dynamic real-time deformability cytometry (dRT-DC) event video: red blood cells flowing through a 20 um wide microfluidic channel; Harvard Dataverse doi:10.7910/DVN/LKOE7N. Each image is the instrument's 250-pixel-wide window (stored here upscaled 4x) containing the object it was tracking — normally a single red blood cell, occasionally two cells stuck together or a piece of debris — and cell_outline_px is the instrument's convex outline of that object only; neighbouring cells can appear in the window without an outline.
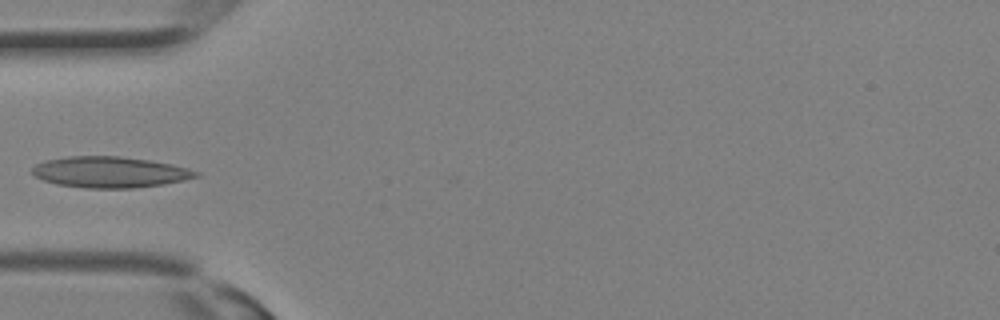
{"species": "Egyptian fruit bat (a non-hibernating species)", "species_latin": "Rousettus aegyptiacus", "temperature_condition": "room temperature", "stored_images_in_passage": 13, "camera_frame_rate_fps": 3000, "um_per_image_px": 0.085, "animal": {"sex": "female"}, "frame": {"image": 1, "passage_image": 10, "time_ms": 3.0, "image_size_px": [1000, 320], "cell_outline_px": [[200, 176], [184, 180], [164, 184], [132, 188], [84, 188], [56, 184], [44, 180], [36, 176], [32, 172], [32, 168], [36, 164], [44, 160], [68, 156], [120, 156], [148, 160], [172, 164], [188, 168], [200, 172]], "centroid_in_image_um": [9.35, 14.63], "position_along_channel_um": 75.7, "area_um2": 29.65}}
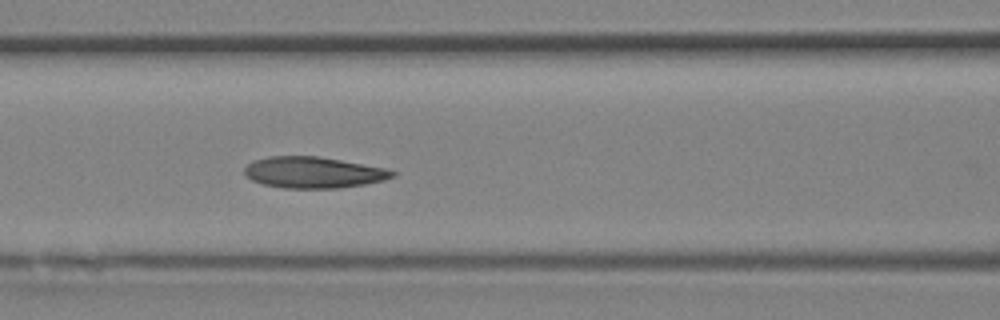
{"frame": {"image": 2, "passage_image": 13, "time_ms": 4.0, "image_size_px": [1000, 320], "cell_outline_px": [[396, 176], [384, 180], [364, 184], [340, 188], [284, 188], [264, 184], [252, 180], [244, 172], [244, 168], [252, 160], [268, 156], [320, 156], [384, 168], [396, 172]], "centroid_in_image_um": [26.63, 14.65], "position_along_channel_um": 140.0, "area_um2": 26.88}}